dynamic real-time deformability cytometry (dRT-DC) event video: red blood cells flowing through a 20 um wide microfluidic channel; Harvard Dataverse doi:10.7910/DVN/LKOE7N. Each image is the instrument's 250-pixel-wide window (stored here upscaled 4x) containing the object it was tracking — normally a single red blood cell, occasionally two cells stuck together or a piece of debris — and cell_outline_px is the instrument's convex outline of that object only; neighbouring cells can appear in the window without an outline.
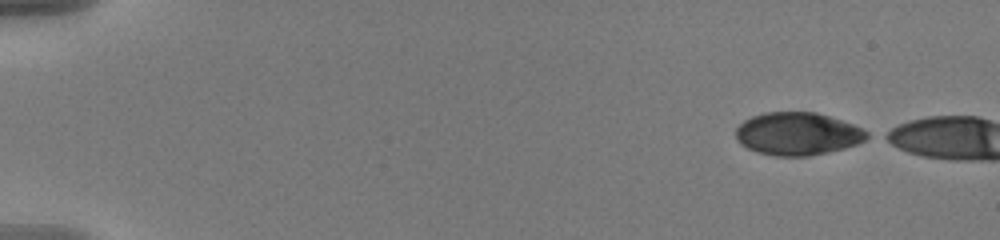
{"species": "human", "species_latin": "Homo sapiens", "temperature_condition": "warm", "stored_images_in_passage": 4, "camera_frame_rate_fps": 3000, "um_per_image_px": 0.085, "donor": {"sex": "male"}, "frame": {"image": 1, "passage_image": 1, "time_ms": 0.0, "image_size_px": [1000, 240], "cell_outline_px": [[872, 136], [856, 144], [844, 148], [828, 152], [808, 156], [776, 156], [756, 152], [740, 144], [736, 140], [736, 128], [744, 120], [752, 116], [764, 112], [816, 112], [852, 124], [868, 132]], "centroid_in_image_um": [67.77, 11.37], "position_along_channel_um": 17.2, "area_um2": 32.66}}